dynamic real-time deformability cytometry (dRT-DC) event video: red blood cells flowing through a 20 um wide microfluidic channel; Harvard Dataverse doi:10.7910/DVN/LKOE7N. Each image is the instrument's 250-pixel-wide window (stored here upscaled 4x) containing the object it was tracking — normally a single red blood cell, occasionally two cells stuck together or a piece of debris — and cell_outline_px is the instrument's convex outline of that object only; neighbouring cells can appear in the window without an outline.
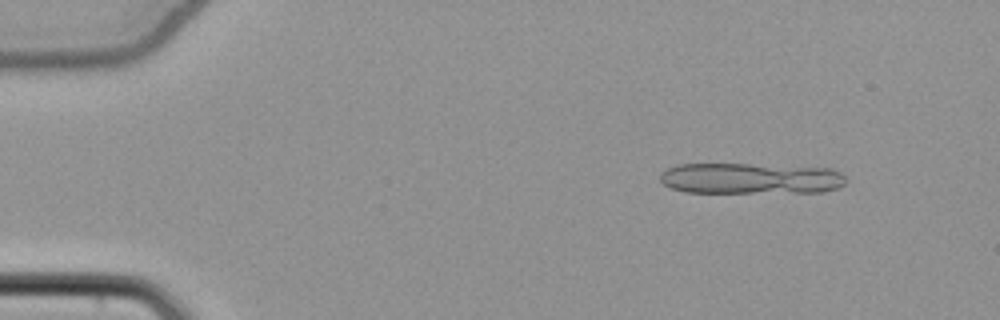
{"species": "common noctule bat (a hibernating species)", "species_latin": "Nyctalus noctula", "temperature_condition": "cold", "stored_images_in_passage": 12, "camera_frame_rate_fps": 3000, "um_per_image_px": 0.085, "animal": {"sex": "female", "body_mass_g": 22.7, "forearm_length_mm": 54.2}, "frame": {"image": 1, "passage_image": 7, "time_ms": 2.0, "image_size_px": [1000, 320], "cell_outline_px": [[844, 184], [836, 188], [824, 192], [684, 192], [672, 188], [664, 184], [660, 180], [660, 172], [676, 164], [748, 164], [832, 168], [840, 172], [844, 176]], "centroid_in_image_um": [63.78, 15.16], "position_along_channel_um": 21.2, "area_um2": 33.58}}